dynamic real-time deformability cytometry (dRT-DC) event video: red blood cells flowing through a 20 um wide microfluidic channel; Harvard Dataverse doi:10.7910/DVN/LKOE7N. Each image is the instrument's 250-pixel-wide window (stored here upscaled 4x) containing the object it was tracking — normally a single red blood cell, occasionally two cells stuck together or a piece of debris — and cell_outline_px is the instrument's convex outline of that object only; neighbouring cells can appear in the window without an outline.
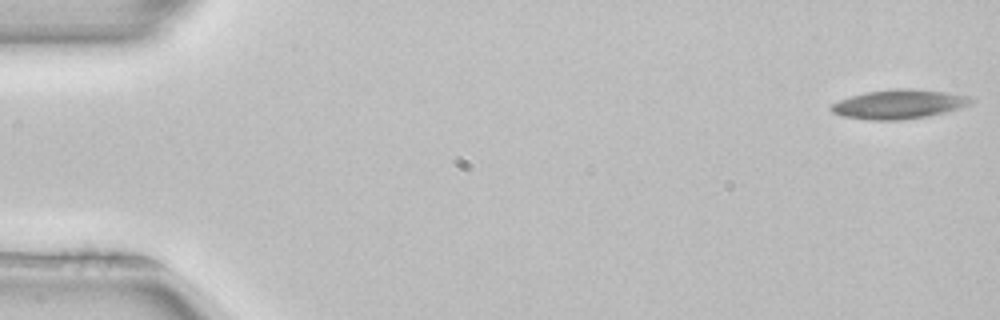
{"species": "common noctule bat (a hibernating species)", "species_latin": "Nyctalus noctula", "temperature_condition": "room temperature", "stored_images_in_passage": 52, "camera_frame_rate_fps": 3000, "um_per_image_px": 0.085, "animal": {"sex": "female", "body_mass_g": 22.7, "forearm_length_mm": 54.2}, "frame": {"image": 1, "passage_image": 1, "time_ms": 0.0, "image_size_px": [1000, 320], "cell_outline_px": [[976, 100], [972, 104], [944, 112], [928, 116], [900, 120], [872, 120], [840, 116], [832, 112], [828, 108], [832, 104], [840, 100], [852, 96], [868, 92], [892, 88], [912, 88], [948, 92], [972, 96]], "centroid_in_image_um": [76.45, 8.85], "position_along_channel_um": 8.5, "area_um2": 23.99}}
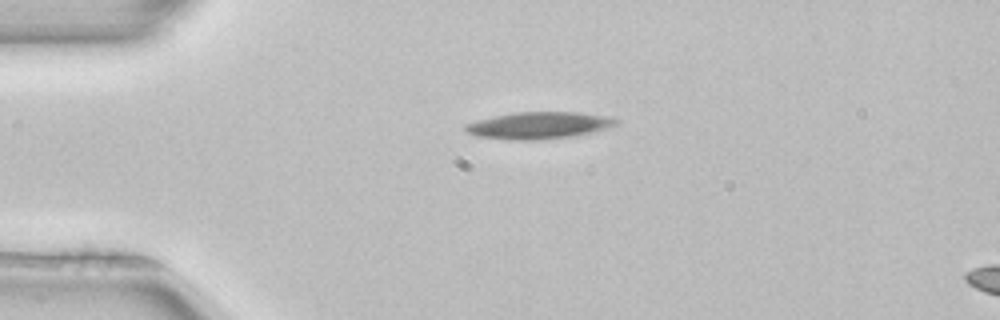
{"frame": {"image": 2, "passage_image": 12, "time_ms": 3.667, "image_size_px": [1000, 320], "cell_outline_px": [[620, 124], [592, 132], [572, 136], [540, 140], [512, 140], [476, 136], [468, 132], [464, 128], [464, 124], [496, 116], [516, 112], [580, 112], [612, 116], [620, 120]], "centroid_in_image_um": [45.89, 10.65], "position_along_channel_um": 39.1, "area_um2": 23.7}}
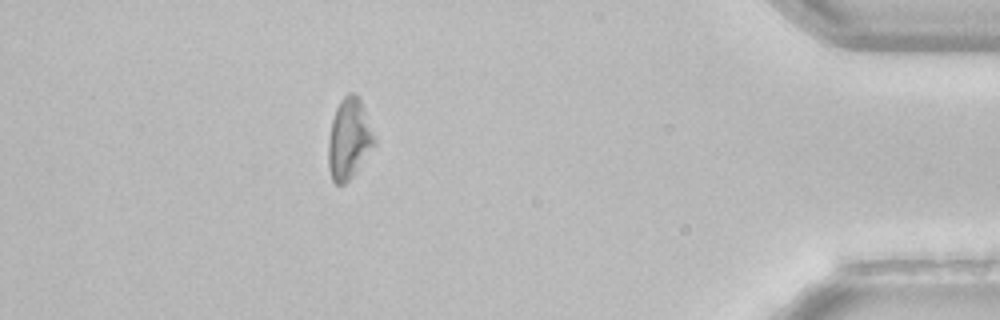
{"frame": {"image": 3, "passage_image": 46, "time_ms": 15.0, "image_size_px": [1000, 320], "cell_outline_px": [[376, 144], [352, 176], [344, 184], [336, 184], [332, 180], [328, 168], [328, 140], [332, 120], [336, 108], [340, 100], [348, 92], [352, 92], [360, 100], [364, 108], [376, 140]], "centroid_in_image_um": [29.65, 11.81], "position_along_channel_um": 405.5, "area_um2": 21.5}, "authors_computed_cell_mechanics": {"area_um2": 22.6287, "velocity_mm_per_s": 3.944, "shape_relaxation_time_tau1_ms": 3.491, "shape_relaxation_time_tau2_ms": null, "deformation_change_tau1": 0.118, "deformation_change_tau2": null}}